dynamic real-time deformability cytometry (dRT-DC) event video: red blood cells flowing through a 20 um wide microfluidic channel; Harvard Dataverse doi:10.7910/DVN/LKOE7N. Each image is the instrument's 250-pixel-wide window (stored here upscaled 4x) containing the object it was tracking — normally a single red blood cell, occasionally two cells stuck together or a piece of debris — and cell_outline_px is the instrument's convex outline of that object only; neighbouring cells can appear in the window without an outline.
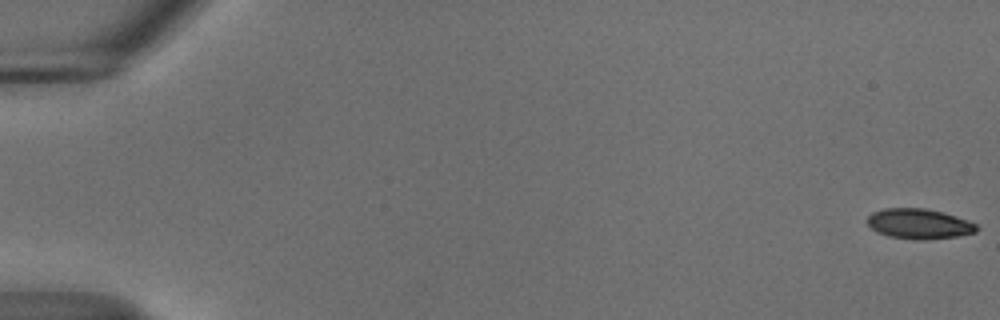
{"species": "common noctule bat (a hibernating species)", "species_latin": "Nyctalus noctula", "temperature_condition": "cold", "stored_images_in_passage": 56, "camera_frame_rate_fps": 3000, "um_per_image_px": 0.085, "animal": {"sex": "male", "body_mass_g": 18.8}, "frame": {"image": 1, "passage_image": 1, "time_ms": 0.0, "image_size_px": [1000, 320], "cell_outline_px": [[976, 232], [956, 236], [920, 240], [888, 236], [876, 232], [868, 224], [868, 216], [872, 212], [884, 208], [924, 208], [944, 212], [968, 220], [976, 224]], "centroid_in_image_um": [78.1, 19.01], "position_along_channel_um": 6.9, "area_um2": 19.07}}
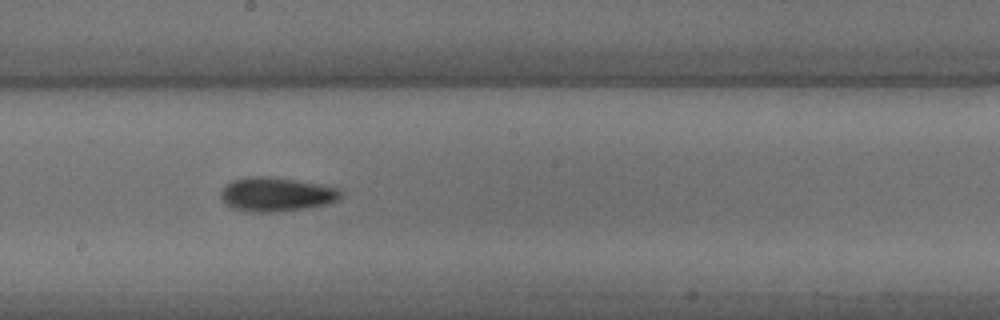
{"frame": {"image": 2, "passage_image": 32, "time_ms": 10.333, "image_size_px": [1000, 320], "cell_outline_px": [[340, 196], [336, 200], [328, 204], [304, 208], [272, 212], [256, 212], [236, 208], [228, 204], [220, 196], [220, 192], [224, 184], [232, 180], [248, 176], [268, 176], [296, 180], [320, 184], [340, 188]], "centroid_in_image_um": [23.48, 16.49], "position_along_channel_um": 224.7, "area_um2": 23.58}}
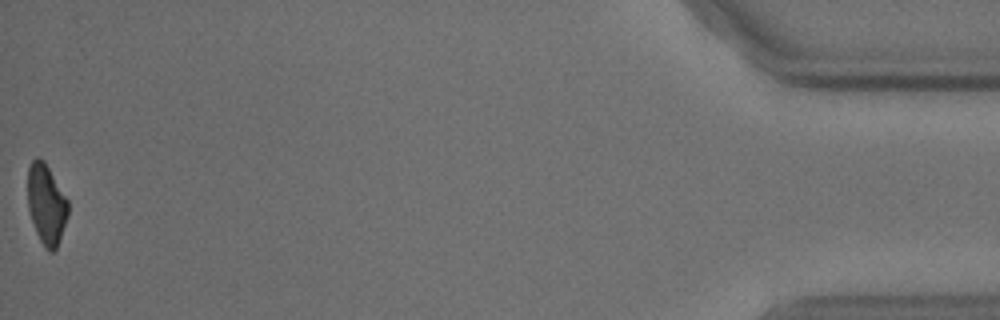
{"frame": {"image": 3, "passage_image": 56, "time_ms": 18.333, "image_size_px": [1000, 320], "cell_outline_px": [[68, 216], [56, 248], [52, 252], [48, 252], [44, 248], [36, 232], [28, 208], [28, 168], [32, 160], [36, 156], [44, 160], [68, 200]], "centroid_in_image_um": [3.94, 17.35], "position_along_channel_um": 431.3, "area_um2": 18.79}, "authors_computed_cell_mechanics": {"area_um2": 20.9525, "velocity_mm_per_s": 3.6916, "shape_relaxation_time_tau1_ms": 3.6642, "shape_relaxation_time_tau2_ms": null, "deformation_change_tau1": 0.127, "deformation_change_tau2": null}}